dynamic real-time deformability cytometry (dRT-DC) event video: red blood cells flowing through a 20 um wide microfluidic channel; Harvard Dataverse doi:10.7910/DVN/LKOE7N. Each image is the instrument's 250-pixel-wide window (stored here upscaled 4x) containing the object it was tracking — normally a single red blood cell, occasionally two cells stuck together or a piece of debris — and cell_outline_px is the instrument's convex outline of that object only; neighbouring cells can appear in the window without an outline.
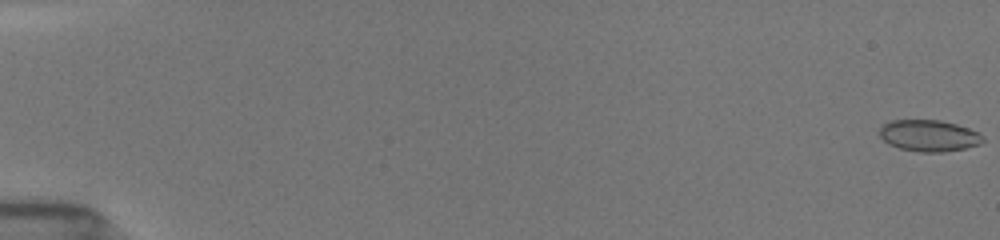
{"species": "common noctule bat (a hibernating species)", "species_latin": "Nyctalus noctula", "temperature_condition": "room temperature", "stored_images_in_passage": 54, "camera_frame_rate_fps": 3000, "um_per_image_px": 0.085, "animal": {"sex": "female", "body_mass_g": 19.5, "forearm_length_mm": 54.1}, "frame": {"image": 1, "passage_image": 1, "time_ms": 0.0, "image_size_px": [1000, 240], "cell_outline_px": [[984, 140], [980, 144], [964, 148], [944, 152], [920, 152], [900, 148], [888, 144], [880, 136], [880, 128], [888, 120], [940, 120], [956, 124], [980, 132], [984, 136]], "centroid_in_image_um": [78.97, 11.53], "position_along_channel_um": 6.0, "area_um2": 19.02}}
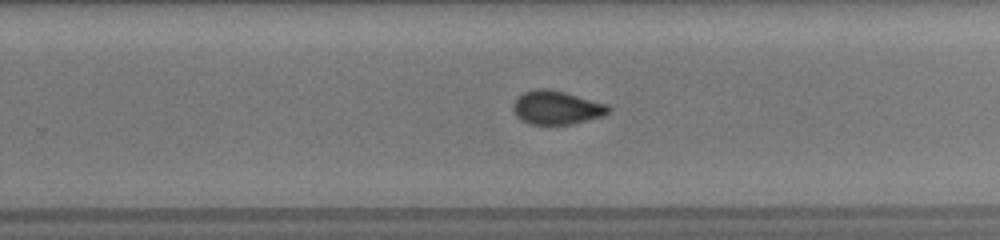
{"frame": {"image": 2, "passage_image": 36, "time_ms": 11.667, "image_size_px": [1000, 240], "cell_outline_px": [[612, 108], [604, 116], [572, 124], [528, 124], [520, 120], [516, 116], [512, 108], [512, 104], [524, 92], [536, 88], [548, 88], [564, 92], [608, 104]], "centroid_in_image_um": [47.31, 9.15], "position_along_channel_um": 282.5, "area_um2": 18.79}}
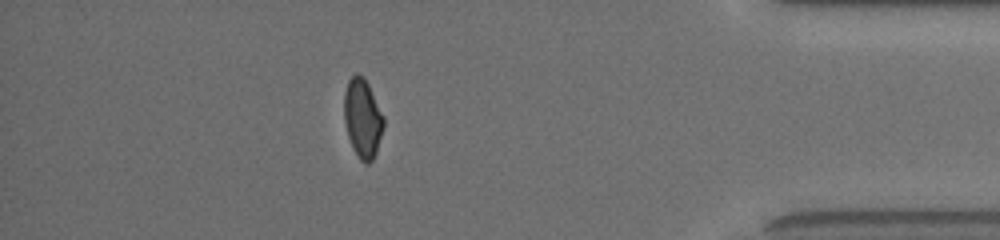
{"frame": {"image": 3, "passage_image": 48, "time_ms": 15.667, "image_size_px": [1000, 240], "cell_outline_px": [[384, 128], [376, 152], [372, 160], [368, 164], [364, 164], [360, 160], [352, 148], [348, 136], [344, 120], [344, 92], [348, 80], [356, 72], [364, 76], [384, 116]], "centroid_in_image_um": [30.82, 10.05], "position_along_channel_um": 404.4, "area_um2": 18.38}, "authors_computed_cell_mechanics": {"area_um2": 18.8717, "velocity_mm_per_s": 3.9233, "shape_relaxation_time_tau1_ms": 7.7913, "shape_relaxation_time_tau2_ms": 1.4346, "deformation_change_tau1": 0.1538, "deformation_change_tau2": 0.0498}}